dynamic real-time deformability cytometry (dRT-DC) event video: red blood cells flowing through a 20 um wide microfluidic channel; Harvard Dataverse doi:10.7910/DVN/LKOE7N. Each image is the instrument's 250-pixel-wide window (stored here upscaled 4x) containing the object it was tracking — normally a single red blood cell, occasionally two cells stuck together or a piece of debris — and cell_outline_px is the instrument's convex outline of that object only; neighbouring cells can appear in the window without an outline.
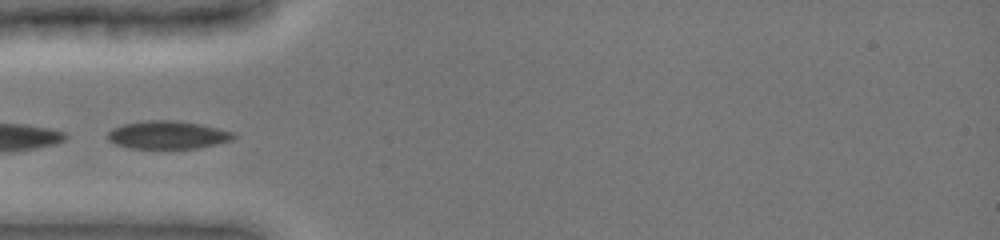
{"species": "common noctule bat (a hibernating species)", "species_latin": "Nyctalus noctula", "temperature_condition": "cold", "stored_images_in_passage": 29, "camera_frame_rate_fps": 3000, "um_per_image_px": 0.085, "animal": {"sex": "female", "body_mass_g": 19.0, "forearm_length_mm": 51.5}, "frame": {"image": 1, "passage_image": 1, "time_ms": 0.0, "image_size_px": [1000, 240], "cell_outline_px": [[236, 136], [232, 140], [216, 144], [196, 148], [132, 148], [116, 144], [108, 140], [108, 132], [112, 128], [124, 124], [144, 120], [180, 120], [200, 124], [232, 132]], "centroid_in_image_um": [14.24, 11.46], "position_along_channel_um": 70.8, "area_um2": 20.4}}
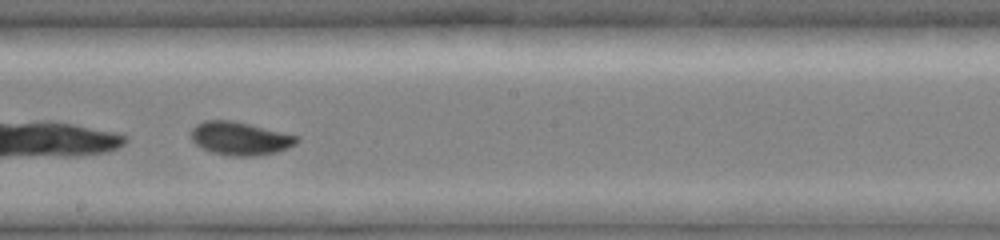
{"frame": {"image": 2, "passage_image": 13, "time_ms": 4.0, "image_size_px": [1000, 240], "cell_outline_px": [[300, 140], [296, 144], [288, 148], [276, 152], [256, 156], [228, 156], [212, 152], [196, 144], [192, 140], [192, 128], [196, 124], [204, 120], [232, 120], [300, 136]], "centroid_in_image_um": [20.44, 11.77], "position_along_channel_um": 227.8, "area_um2": 20.52}}
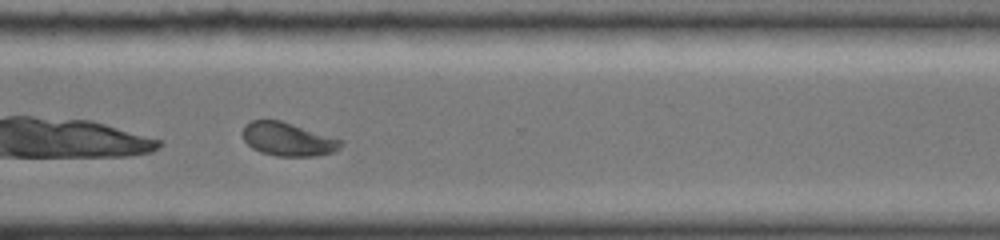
{"frame": {"image": 3, "passage_image": 22, "time_ms": 7.0, "image_size_px": [1000, 240], "cell_outline_px": [[344, 144], [340, 148], [332, 152], [316, 156], [276, 156], [260, 152], [252, 148], [244, 140], [244, 124], [252, 120], [280, 120], [344, 140]], "centroid_in_image_um": [24.5, 11.84], "position_along_channel_um": 346.1, "area_um2": 19.13}}